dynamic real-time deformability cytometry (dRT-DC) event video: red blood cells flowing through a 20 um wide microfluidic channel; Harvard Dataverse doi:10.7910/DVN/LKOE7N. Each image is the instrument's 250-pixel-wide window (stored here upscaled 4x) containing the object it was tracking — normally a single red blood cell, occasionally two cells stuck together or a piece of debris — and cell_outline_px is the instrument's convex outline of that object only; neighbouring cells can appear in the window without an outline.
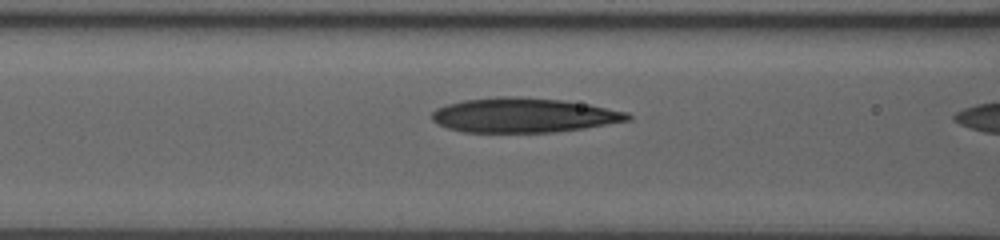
{"species": "human", "species_latin": "Homo sapiens", "temperature_condition": "room temperature", "stored_images_in_passage": 9, "camera_frame_rate_fps": 3000, "um_per_image_px": 0.085, "donor": {"sex": "male"}, "frame": {"image": 1, "passage_image": 7, "time_ms": 2.0, "image_size_px": [1000, 240], "cell_outline_px": [[632, 120], [584, 128], [552, 132], [464, 132], [448, 128], [436, 124], [432, 120], [432, 112], [436, 108], [448, 104], [464, 100], [496, 96], [516, 96], [560, 100], [588, 104], [628, 112], [632, 116]], "centroid_in_image_um": [44.5, 9.79], "position_along_channel_um": 122.1, "area_um2": 39.48}}